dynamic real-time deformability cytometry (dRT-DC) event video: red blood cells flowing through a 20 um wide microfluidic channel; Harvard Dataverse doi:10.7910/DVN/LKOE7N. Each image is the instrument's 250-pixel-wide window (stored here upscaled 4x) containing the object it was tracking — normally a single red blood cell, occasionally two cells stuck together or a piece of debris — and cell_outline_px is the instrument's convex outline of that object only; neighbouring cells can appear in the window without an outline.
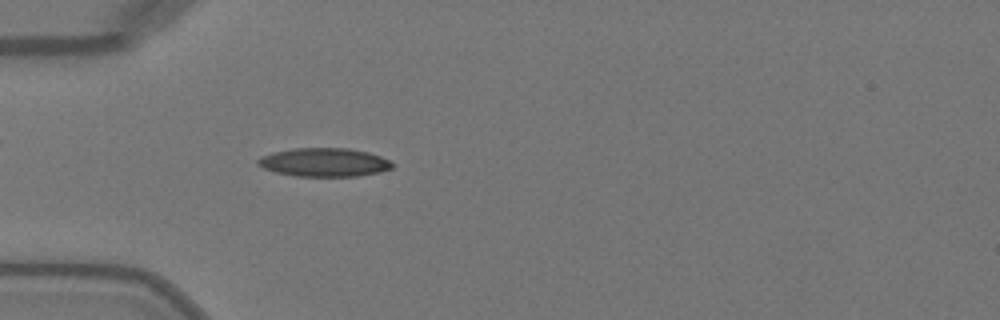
{"species": "Egyptian fruit bat (a non-hibernating species)", "species_latin": "Rousettus aegyptiacus", "temperature_condition": "warm", "stored_images_in_passage": 41, "camera_frame_rate_fps": 3000, "um_per_image_px": 0.085, "animal": {"sex": "female"}, "frame": {"image": 1, "passage_image": 6, "time_ms": 1.667, "image_size_px": [1000, 320], "cell_outline_px": [[392, 168], [380, 172], [356, 176], [296, 176], [276, 172], [264, 168], [256, 164], [256, 160], [264, 156], [276, 152], [292, 148], [348, 148], [368, 152], [380, 156], [388, 160], [392, 164]], "centroid_in_image_um": [27.56, 13.8], "position_along_channel_um": 57.4, "area_um2": 22.14}}
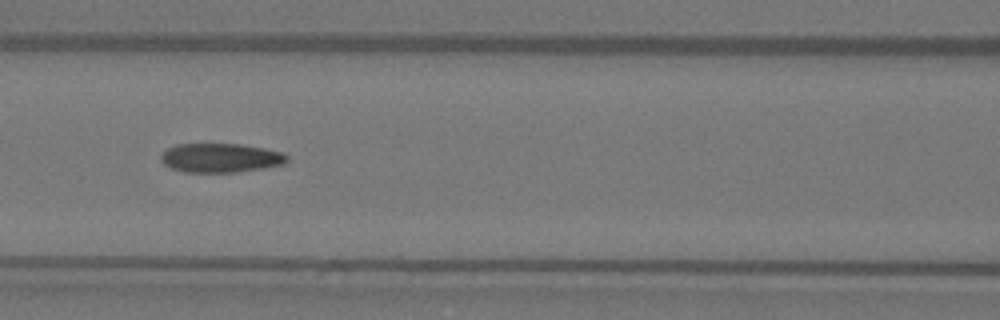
{"frame": {"image": 2, "passage_image": 13, "time_ms": 4.0, "image_size_px": [1000, 320], "cell_outline_px": [[288, 160], [284, 164], [264, 168], [236, 172], [184, 172], [172, 168], [164, 164], [160, 160], [160, 156], [168, 148], [176, 144], [240, 144], [264, 148], [284, 152], [288, 156]], "centroid_in_image_um": [18.77, 13.42], "position_along_channel_um": 147.8, "area_um2": 21.44}}
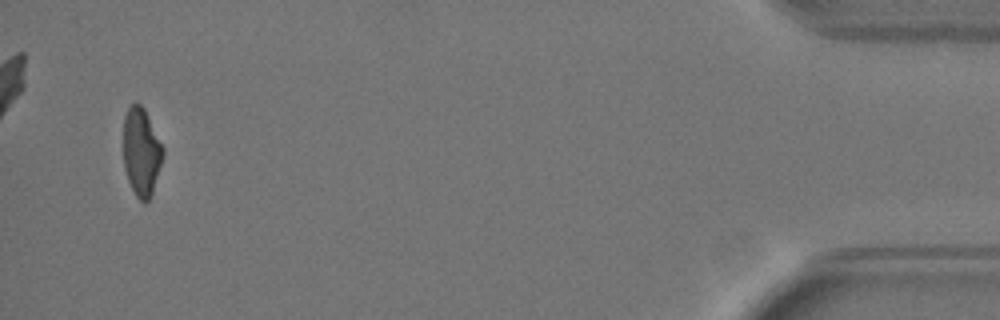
{"frame": {"image": 3, "passage_image": 39, "time_ms": 12.667, "image_size_px": [1000, 320], "cell_outline_px": [[164, 156], [152, 196], [144, 204], [136, 196], [128, 180], [124, 164], [124, 116], [128, 108], [136, 100], [144, 108], [164, 148]], "centroid_in_image_um": [12.04, 12.92], "position_along_channel_um": 423.2, "area_um2": 20.46}, "authors_computed_cell_mechanics": {"area_um2": 21.7328, "velocity_mm_per_s": 4.0918, "shape_relaxation_time_tau1_ms": 7.7529, "shape_relaxation_time_tau2_ms": 2.0356, "deformation_change_tau1": 0.236, "deformation_change_tau2": 0.0834}}